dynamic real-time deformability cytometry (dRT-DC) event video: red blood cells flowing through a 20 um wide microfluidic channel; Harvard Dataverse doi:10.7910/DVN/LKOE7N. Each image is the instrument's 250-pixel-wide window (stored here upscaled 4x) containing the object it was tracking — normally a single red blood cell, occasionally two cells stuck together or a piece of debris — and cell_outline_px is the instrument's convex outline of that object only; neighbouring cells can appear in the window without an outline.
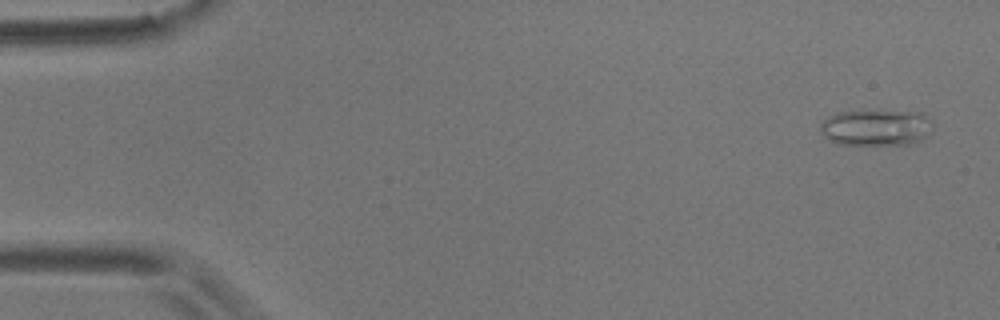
{"species": "common noctule bat (a hibernating species)", "species_latin": "Nyctalus noctula", "temperature_condition": "room temperature", "stored_images_in_passage": 12, "camera_frame_rate_fps": 3000, "um_per_image_px": 0.085, "animal": {"sex": "male", "body_mass_g": 17.9}, "frame": {"image": 1, "passage_image": 3, "time_ms": 0.667, "image_size_px": [1000, 320], "cell_outline_px": [[932, 132], [920, 140], [908, 144], [836, 144], [828, 140], [824, 136], [820, 128], [820, 124], [828, 116], [836, 112], [860, 108], [920, 112], [932, 120]], "centroid_in_image_um": [74.45, 10.79], "position_along_channel_um": 10.5, "area_um2": 24.68}}